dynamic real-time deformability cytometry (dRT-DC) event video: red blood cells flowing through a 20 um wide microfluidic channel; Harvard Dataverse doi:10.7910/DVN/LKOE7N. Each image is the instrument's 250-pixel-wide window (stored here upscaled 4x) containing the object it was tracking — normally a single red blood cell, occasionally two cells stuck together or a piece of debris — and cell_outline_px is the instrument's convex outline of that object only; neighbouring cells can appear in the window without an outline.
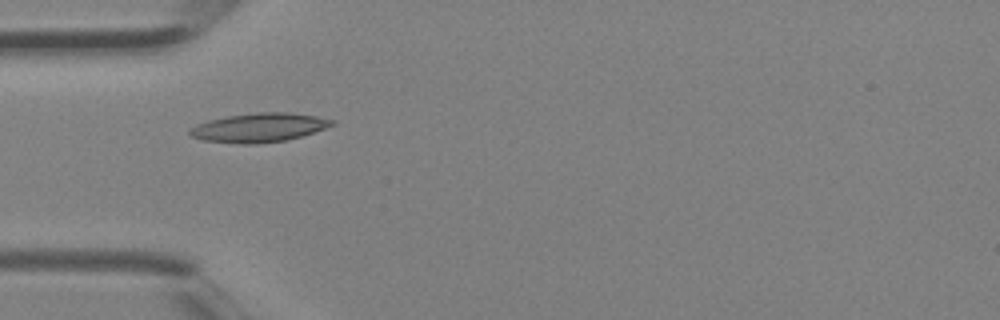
{"species": "Egyptian fruit bat (a non-hibernating species)", "species_latin": "Rousettus aegyptiacus", "temperature_condition": "room temperature", "stored_images_in_passage": 4, "camera_frame_rate_fps": 3000, "um_per_image_px": 0.085, "animal": {"sex": "female"}, "frame": {"image": 1, "passage_image": 3, "time_ms": 0.667, "image_size_px": [1000, 320], "cell_outline_px": [[336, 124], [300, 136], [284, 140], [252, 144], [244, 144], [204, 140], [192, 136], [188, 132], [196, 124], [208, 120], [228, 116], [260, 112], [288, 112], [316, 116], [336, 120]], "centroid_in_image_um": [22.03, 10.83], "position_along_channel_um": 63.0, "area_um2": 23.64}}
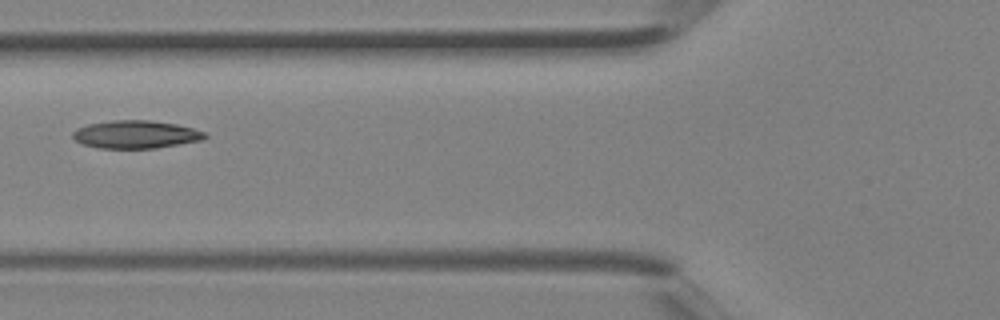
{"frame": {"image": 2, "passage_image": 4, "time_ms": 1.0, "image_size_px": [1000, 320], "cell_outline_px": [[208, 136], [200, 140], [156, 148], [100, 148], [84, 144], [76, 140], [72, 136], [72, 132], [76, 128], [88, 124], [112, 120], [148, 120], [176, 124], [192, 128], [204, 132]], "centroid_in_image_um": [11.51, 11.42], "position_along_channel_um": 114.3, "area_um2": 21.27}}